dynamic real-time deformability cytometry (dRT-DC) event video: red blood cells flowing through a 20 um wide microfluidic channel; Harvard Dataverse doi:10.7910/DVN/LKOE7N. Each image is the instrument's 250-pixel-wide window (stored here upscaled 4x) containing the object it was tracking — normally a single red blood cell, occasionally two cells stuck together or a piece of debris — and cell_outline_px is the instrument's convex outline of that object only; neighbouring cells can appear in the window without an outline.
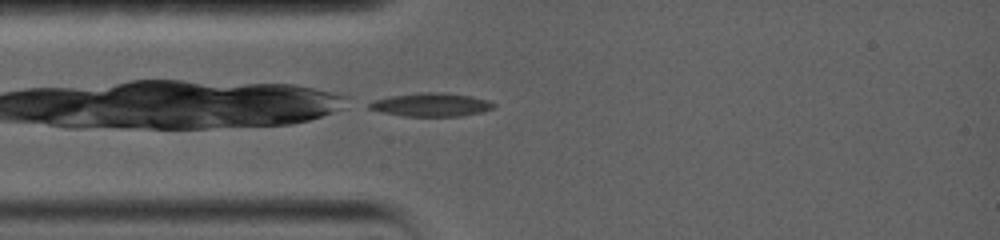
{"species": "common noctule bat (a hibernating species)", "species_latin": "Nyctalus noctula", "temperature_condition": "warm", "stored_images_in_passage": 14, "camera_frame_rate_fps": 5000, "um_per_image_px": 0.085, "animal": {"sex": "female", "body_mass_g": 19.0, "forearm_length_mm": 56.7}, "frame": {"image": 1, "passage_image": 1, "time_ms": 0.0, "image_size_px": [1000, 240], "cell_outline_px": [[496, 108], [484, 112], [460, 116], [404, 116], [380, 112], [368, 108], [368, 104], [372, 100], [388, 96], [420, 92], [444, 92], [472, 96], [488, 100], [496, 104]], "centroid_in_image_um": [36.67, 8.89], "position_along_channel_um": 48.3, "area_um2": 17.34}}
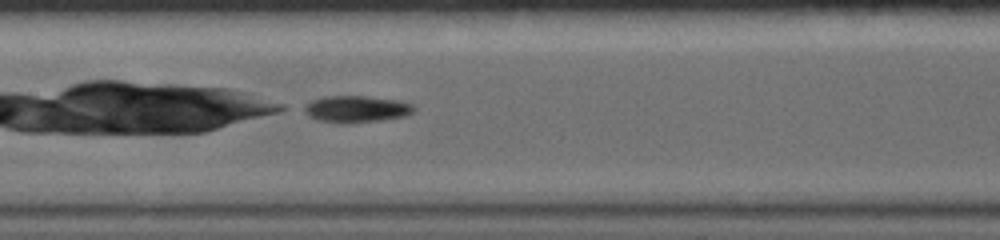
{"frame": {"image": 2, "passage_image": 7, "time_ms": 3.6, "image_size_px": [1000, 240], "cell_outline_px": [[416, 108], [412, 112], [404, 116], [380, 120], [352, 124], [340, 124], [320, 120], [308, 116], [296, 108], [312, 100], [324, 96], [368, 96], [400, 100], [412, 104]], "centroid_in_image_um": [30.2, 9.27], "position_along_channel_um": 177.2, "area_um2": 17.63}}
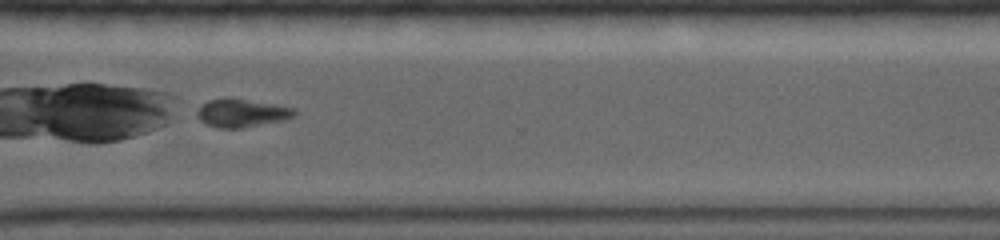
{"frame": {"image": 3, "passage_image": 14, "time_ms": 8.4, "image_size_px": [1000, 240], "cell_outline_px": [[296, 116], [284, 120], [240, 128], [220, 128], [208, 124], [200, 120], [196, 116], [196, 112], [208, 100], [228, 96], [276, 104], [296, 108]], "centroid_in_image_um": [20.58, 9.58], "position_along_channel_um": 350.0, "area_um2": 16.18}}